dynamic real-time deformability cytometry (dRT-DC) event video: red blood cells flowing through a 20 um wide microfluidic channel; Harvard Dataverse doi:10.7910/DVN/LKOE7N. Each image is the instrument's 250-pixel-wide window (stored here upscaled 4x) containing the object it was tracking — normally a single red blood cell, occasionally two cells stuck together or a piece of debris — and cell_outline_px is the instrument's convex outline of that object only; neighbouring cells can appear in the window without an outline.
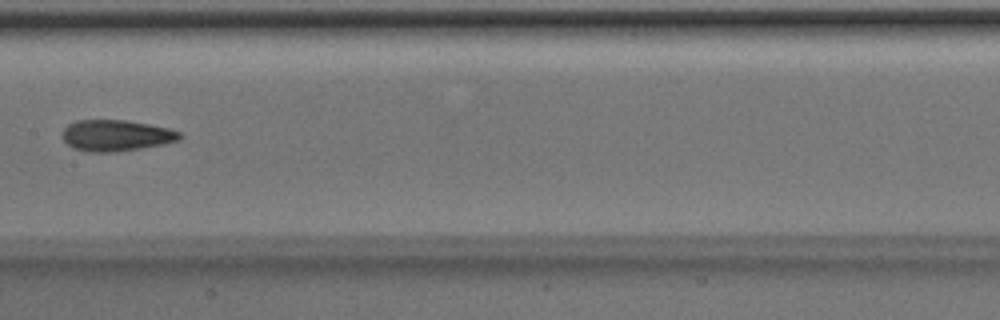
{"species": "Egyptian fruit bat (a non-hibernating species)", "species_latin": "Rousettus aegyptiacus", "temperature_condition": "room temperature", "stored_images_in_passage": 7, "camera_frame_rate_fps": 3000, "um_per_image_px": 0.085, "animal": {"sex": "male"}, "frame": {"image": 1, "passage_image": 7, "time_ms": 2.0, "image_size_px": [1000, 320], "cell_outline_px": [[184, 136], [180, 140], [164, 144], [140, 148], [112, 152], [84, 152], [72, 148], [64, 140], [64, 128], [68, 124], [76, 120], [124, 120], [148, 124], [168, 128], [180, 132]], "centroid_in_image_um": [9.88, 11.52], "position_along_channel_um": 197.5, "area_um2": 21.33}}